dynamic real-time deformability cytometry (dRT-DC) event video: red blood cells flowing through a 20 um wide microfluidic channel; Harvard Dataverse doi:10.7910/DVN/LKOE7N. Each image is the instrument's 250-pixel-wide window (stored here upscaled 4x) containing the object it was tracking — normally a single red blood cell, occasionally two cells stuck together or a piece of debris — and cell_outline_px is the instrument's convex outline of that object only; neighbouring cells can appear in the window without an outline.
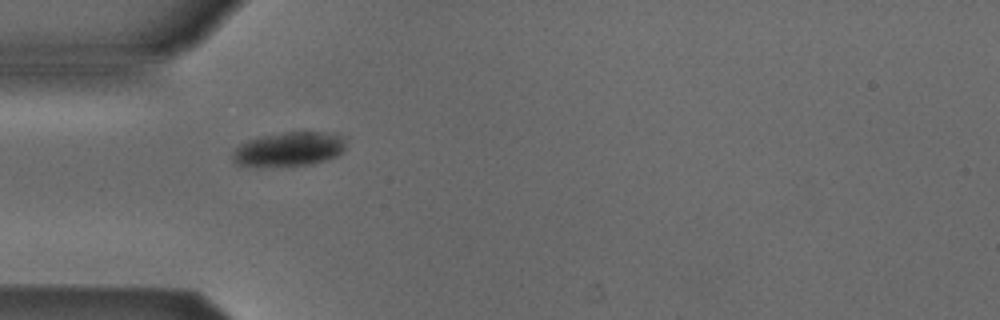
{"species": "Egyptian fruit bat (a non-hibernating species)", "species_latin": "Rousettus aegyptiacus", "temperature_condition": "cold", "stored_images_in_passage": 35, "camera_frame_rate_fps": 3000, "um_per_image_px": 0.085, "animal": {"sex": "male"}, "frame": {"image": 1, "passage_image": 1, "time_ms": 0.0, "image_size_px": [1000, 320], "cell_outline_px": [[344, 148], [336, 156], [328, 160], [312, 164], [260, 168], [236, 164], [232, 160], [232, 156], [236, 148], [240, 144], [248, 140], [260, 136], [284, 132], [328, 132], [340, 136], [344, 140]], "centroid_in_image_um": [24.51, 12.7], "position_along_channel_um": 60.5, "area_um2": 22.89}}
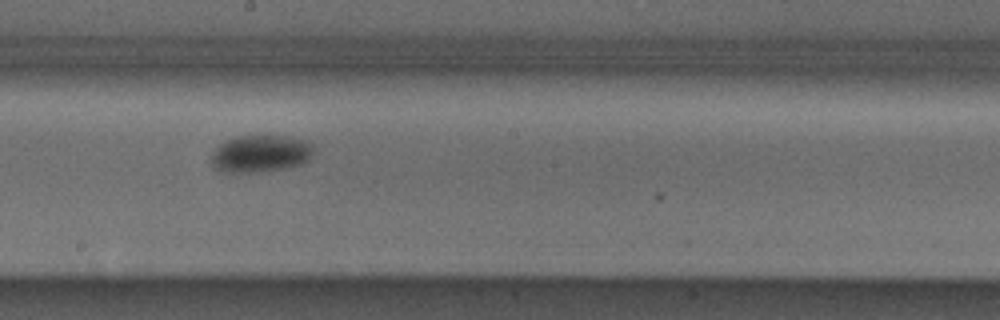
{"frame": {"image": 2, "passage_image": 14, "time_ms": 4.333, "image_size_px": [1000, 320], "cell_outline_px": [[312, 156], [308, 160], [300, 164], [284, 168], [260, 172], [224, 172], [216, 168], [212, 164], [212, 152], [220, 144], [236, 136], [288, 136], [304, 140], [312, 144]], "centroid_in_image_um": [22.15, 13.06], "position_along_channel_um": 226.1, "area_um2": 21.96}}
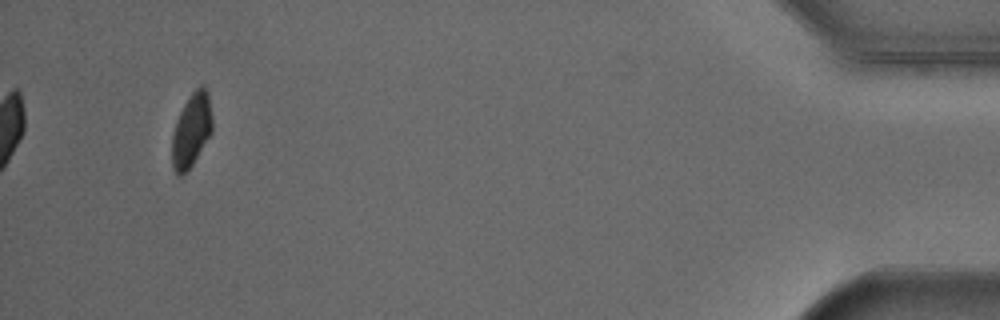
{"frame": {"image": 3, "passage_image": 35, "time_ms": 11.333, "image_size_px": [1000, 320], "cell_outline_px": [[212, 132], [192, 164], [184, 176], [176, 176], [172, 168], [172, 136], [176, 120], [184, 104], [192, 92], [200, 84], [204, 84], [208, 92], [212, 116]], "centroid_in_image_um": [16.27, 11.07], "position_along_channel_um": 418.9, "area_um2": 17.46}, "authors_computed_cell_mechanics": {"area_um2": 21.964, "velocity_mm_per_s": 3.878, "shape_relaxation_time_tau1_ms": 1.5258, "shape_relaxation_time_tau2_ms": null, "deformation_change_tau1": 0.0819, "deformation_change_tau2": null}}